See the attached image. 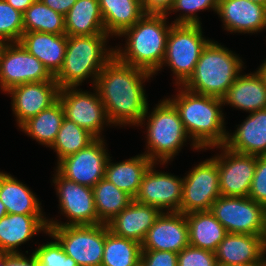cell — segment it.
<instances>
[{
  "mask_svg": "<svg viewBox=\"0 0 266 266\" xmlns=\"http://www.w3.org/2000/svg\"><path fill=\"white\" fill-rule=\"evenodd\" d=\"M188 245L189 229L185 214L161 212L141 243V249L179 253Z\"/></svg>",
  "mask_w": 266,
  "mask_h": 266,
  "instance_id": "ac0fdd59",
  "label": "cell"
},
{
  "mask_svg": "<svg viewBox=\"0 0 266 266\" xmlns=\"http://www.w3.org/2000/svg\"><path fill=\"white\" fill-rule=\"evenodd\" d=\"M201 24H173L166 41L163 65L175 76V86H183L194 73L203 49L211 41L203 37Z\"/></svg>",
  "mask_w": 266,
  "mask_h": 266,
  "instance_id": "52a82bcc",
  "label": "cell"
},
{
  "mask_svg": "<svg viewBox=\"0 0 266 266\" xmlns=\"http://www.w3.org/2000/svg\"><path fill=\"white\" fill-rule=\"evenodd\" d=\"M161 212L154 206L142 204L134 199L107 223L114 235L142 243Z\"/></svg>",
  "mask_w": 266,
  "mask_h": 266,
  "instance_id": "7402d4cb",
  "label": "cell"
},
{
  "mask_svg": "<svg viewBox=\"0 0 266 266\" xmlns=\"http://www.w3.org/2000/svg\"><path fill=\"white\" fill-rule=\"evenodd\" d=\"M174 0H141L142 9L145 14L167 15Z\"/></svg>",
  "mask_w": 266,
  "mask_h": 266,
  "instance_id": "b9f144b4",
  "label": "cell"
},
{
  "mask_svg": "<svg viewBox=\"0 0 266 266\" xmlns=\"http://www.w3.org/2000/svg\"><path fill=\"white\" fill-rule=\"evenodd\" d=\"M167 19V15L144 14L119 36L127 39L126 46H115V56L125 64L154 75L158 73L166 52L167 36L173 25L172 22L168 25Z\"/></svg>",
  "mask_w": 266,
  "mask_h": 266,
  "instance_id": "3957f363",
  "label": "cell"
},
{
  "mask_svg": "<svg viewBox=\"0 0 266 266\" xmlns=\"http://www.w3.org/2000/svg\"><path fill=\"white\" fill-rule=\"evenodd\" d=\"M243 63L235 52L211 40L203 49L194 73L183 87L197 94L222 99L242 73Z\"/></svg>",
  "mask_w": 266,
  "mask_h": 266,
  "instance_id": "5b68a950",
  "label": "cell"
},
{
  "mask_svg": "<svg viewBox=\"0 0 266 266\" xmlns=\"http://www.w3.org/2000/svg\"><path fill=\"white\" fill-rule=\"evenodd\" d=\"M152 163L141 181L134 200L156 207L160 212H179L182 201L183 178L155 170Z\"/></svg>",
  "mask_w": 266,
  "mask_h": 266,
  "instance_id": "2e32d148",
  "label": "cell"
},
{
  "mask_svg": "<svg viewBox=\"0 0 266 266\" xmlns=\"http://www.w3.org/2000/svg\"><path fill=\"white\" fill-rule=\"evenodd\" d=\"M46 6L54 11L66 15L77 0H41Z\"/></svg>",
  "mask_w": 266,
  "mask_h": 266,
  "instance_id": "ee69618b",
  "label": "cell"
},
{
  "mask_svg": "<svg viewBox=\"0 0 266 266\" xmlns=\"http://www.w3.org/2000/svg\"><path fill=\"white\" fill-rule=\"evenodd\" d=\"M47 234L54 240L47 241L46 244L38 246L35 251L33 250L38 262L43 266H78L73 258L67 256L59 241L49 232Z\"/></svg>",
  "mask_w": 266,
  "mask_h": 266,
  "instance_id": "74e56055",
  "label": "cell"
},
{
  "mask_svg": "<svg viewBox=\"0 0 266 266\" xmlns=\"http://www.w3.org/2000/svg\"><path fill=\"white\" fill-rule=\"evenodd\" d=\"M223 105H230L245 112L266 109V85L257 71L240 74L222 98Z\"/></svg>",
  "mask_w": 266,
  "mask_h": 266,
  "instance_id": "d4e9b609",
  "label": "cell"
},
{
  "mask_svg": "<svg viewBox=\"0 0 266 266\" xmlns=\"http://www.w3.org/2000/svg\"><path fill=\"white\" fill-rule=\"evenodd\" d=\"M218 3L219 0H174L168 14L171 11H182V15L179 14V17L172 21L173 24H202L197 12L212 9L216 13Z\"/></svg>",
  "mask_w": 266,
  "mask_h": 266,
  "instance_id": "8d00e7d4",
  "label": "cell"
},
{
  "mask_svg": "<svg viewBox=\"0 0 266 266\" xmlns=\"http://www.w3.org/2000/svg\"><path fill=\"white\" fill-rule=\"evenodd\" d=\"M7 214V209L5 205L0 200V218L4 217Z\"/></svg>",
  "mask_w": 266,
  "mask_h": 266,
  "instance_id": "7dc6e473",
  "label": "cell"
},
{
  "mask_svg": "<svg viewBox=\"0 0 266 266\" xmlns=\"http://www.w3.org/2000/svg\"><path fill=\"white\" fill-rule=\"evenodd\" d=\"M214 253L217 265L265 263L266 236L227 233Z\"/></svg>",
  "mask_w": 266,
  "mask_h": 266,
  "instance_id": "ffe728a7",
  "label": "cell"
},
{
  "mask_svg": "<svg viewBox=\"0 0 266 266\" xmlns=\"http://www.w3.org/2000/svg\"><path fill=\"white\" fill-rule=\"evenodd\" d=\"M0 266H5V254L0 253Z\"/></svg>",
  "mask_w": 266,
  "mask_h": 266,
  "instance_id": "681fc988",
  "label": "cell"
},
{
  "mask_svg": "<svg viewBox=\"0 0 266 266\" xmlns=\"http://www.w3.org/2000/svg\"><path fill=\"white\" fill-rule=\"evenodd\" d=\"M104 141V138H96L86 148L64 157L57 163L56 170L68 180L93 188L105 178L110 155Z\"/></svg>",
  "mask_w": 266,
  "mask_h": 266,
  "instance_id": "5bb4252c",
  "label": "cell"
},
{
  "mask_svg": "<svg viewBox=\"0 0 266 266\" xmlns=\"http://www.w3.org/2000/svg\"><path fill=\"white\" fill-rule=\"evenodd\" d=\"M210 212L227 233L266 236V207L249 197L220 196Z\"/></svg>",
  "mask_w": 266,
  "mask_h": 266,
  "instance_id": "ba28073f",
  "label": "cell"
},
{
  "mask_svg": "<svg viewBox=\"0 0 266 266\" xmlns=\"http://www.w3.org/2000/svg\"><path fill=\"white\" fill-rule=\"evenodd\" d=\"M174 98H167L177 109L193 149L207 150L224 145L227 139L221 98L197 94L177 86Z\"/></svg>",
  "mask_w": 266,
  "mask_h": 266,
  "instance_id": "7a4b0ae2",
  "label": "cell"
},
{
  "mask_svg": "<svg viewBox=\"0 0 266 266\" xmlns=\"http://www.w3.org/2000/svg\"><path fill=\"white\" fill-rule=\"evenodd\" d=\"M65 118L59 99L50 107L31 117L19 128L41 145L51 147Z\"/></svg>",
  "mask_w": 266,
  "mask_h": 266,
  "instance_id": "4dcf8cb0",
  "label": "cell"
},
{
  "mask_svg": "<svg viewBox=\"0 0 266 266\" xmlns=\"http://www.w3.org/2000/svg\"><path fill=\"white\" fill-rule=\"evenodd\" d=\"M95 139L87 130L64 118L57 137L50 148L56 152L58 163L64 157L86 148Z\"/></svg>",
  "mask_w": 266,
  "mask_h": 266,
  "instance_id": "e575fe53",
  "label": "cell"
},
{
  "mask_svg": "<svg viewBox=\"0 0 266 266\" xmlns=\"http://www.w3.org/2000/svg\"><path fill=\"white\" fill-rule=\"evenodd\" d=\"M23 33V13L0 0V42H19Z\"/></svg>",
  "mask_w": 266,
  "mask_h": 266,
  "instance_id": "d590c367",
  "label": "cell"
},
{
  "mask_svg": "<svg viewBox=\"0 0 266 266\" xmlns=\"http://www.w3.org/2000/svg\"><path fill=\"white\" fill-rule=\"evenodd\" d=\"M140 266H178V253L160 250H142Z\"/></svg>",
  "mask_w": 266,
  "mask_h": 266,
  "instance_id": "60d3db41",
  "label": "cell"
},
{
  "mask_svg": "<svg viewBox=\"0 0 266 266\" xmlns=\"http://www.w3.org/2000/svg\"><path fill=\"white\" fill-rule=\"evenodd\" d=\"M65 34L83 36L107 34L98 0H77L65 15Z\"/></svg>",
  "mask_w": 266,
  "mask_h": 266,
  "instance_id": "f546056e",
  "label": "cell"
},
{
  "mask_svg": "<svg viewBox=\"0 0 266 266\" xmlns=\"http://www.w3.org/2000/svg\"><path fill=\"white\" fill-rule=\"evenodd\" d=\"M8 4L14 7L16 10L24 13L27 8L35 1V0H5Z\"/></svg>",
  "mask_w": 266,
  "mask_h": 266,
  "instance_id": "f6af8a7d",
  "label": "cell"
},
{
  "mask_svg": "<svg viewBox=\"0 0 266 266\" xmlns=\"http://www.w3.org/2000/svg\"><path fill=\"white\" fill-rule=\"evenodd\" d=\"M0 200L8 214H44L41 202L26 184L0 172Z\"/></svg>",
  "mask_w": 266,
  "mask_h": 266,
  "instance_id": "83f0119b",
  "label": "cell"
},
{
  "mask_svg": "<svg viewBox=\"0 0 266 266\" xmlns=\"http://www.w3.org/2000/svg\"><path fill=\"white\" fill-rule=\"evenodd\" d=\"M56 81L31 82L15 86L5 94H10L12 111L20 127L31 117L54 104L59 97Z\"/></svg>",
  "mask_w": 266,
  "mask_h": 266,
  "instance_id": "e0dca14e",
  "label": "cell"
},
{
  "mask_svg": "<svg viewBox=\"0 0 266 266\" xmlns=\"http://www.w3.org/2000/svg\"><path fill=\"white\" fill-rule=\"evenodd\" d=\"M5 266H38V259L33 252L29 257L23 253L5 254Z\"/></svg>",
  "mask_w": 266,
  "mask_h": 266,
  "instance_id": "7bdbcfd3",
  "label": "cell"
},
{
  "mask_svg": "<svg viewBox=\"0 0 266 266\" xmlns=\"http://www.w3.org/2000/svg\"><path fill=\"white\" fill-rule=\"evenodd\" d=\"M48 232L61 244L67 256L78 266H101L105 224L79 226H48Z\"/></svg>",
  "mask_w": 266,
  "mask_h": 266,
  "instance_id": "9c48e42d",
  "label": "cell"
},
{
  "mask_svg": "<svg viewBox=\"0 0 266 266\" xmlns=\"http://www.w3.org/2000/svg\"><path fill=\"white\" fill-rule=\"evenodd\" d=\"M48 232V219L44 214H6L0 218V253H21L19 245L40 232Z\"/></svg>",
  "mask_w": 266,
  "mask_h": 266,
  "instance_id": "44dd1931",
  "label": "cell"
},
{
  "mask_svg": "<svg viewBox=\"0 0 266 266\" xmlns=\"http://www.w3.org/2000/svg\"><path fill=\"white\" fill-rule=\"evenodd\" d=\"M217 266H265V263H251L244 265H217Z\"/></svg>",
  "mask_w": 266,
  "mask_h": 266,
  "instance_id": "c3c4849f",
  "label": "cell"
},
{
  "mask_svg": "<svg viewBox=\"0 0 266 266\" xmlns=\"http://www.w3.org/2000/svg\"><path fill=\"white\" fill-rule=\"evenodd\" d=\"M154 74L121 62L114 56L96 78V88L112 126H136L143 119L148 100L143 83Z\"/></svg>",
  "mask_w": 266,
  "mask_h": 266,
  "instance_id": "6da1fadb",
  "label": "cell"
},
{
  "mask_svg": "<svg viewBox=\"0 0 266 266\" xmlns=\"http://www.w3.org/2000/svg\"><path fill=\"white\" fill-rule=\"evenodd\" d=\"M52 182L59 198L61 214L69 221L59 222L48 218V226L97 225L92 187L80 185L63 177L56 169Z\"/></svg>",
  "mask_w": 266,
  "mask_h": 266,
  "instance_id": "8fae6325",
  "label": "cell"
},
{
  "mask_svg": "<svg viewBox=\"0 0 266 266\" xmlns=\"http://www.w3.org/2000/svg\"><path fill=\"white\" fill-rule=\"evenodd\" d=\"M95 93L82 91L77 87H65L59 91V101L63 106L65 118L87 130L95 138H103L105 126H111L101 98ZM104 126V127H103Z\"/></svg>",
  "mask_w": 266,
  "mask_h": 266,
  "instance_id": "7c38bea8",
  "label": "cell"
},
{
  "mask_svg": "<svg viewBox=\"0 0 266 266\" xmlns=\"http://www.w3.org/2000/svg\"><path fill=\"white\" fill-rule=\"evenodd\" d=\"M153 110L146 113L138 126L143 127L147 117L146 151L144 154L157 165L167 164L181 151L190 139L185 131L180 115L175 106L167 99L159 101ZM149 115V116H148ZM148 149V150H147ZM179 151V152H178Z\"/></svg>",
  "mask_w": 266,
  "mask_h": 266,
  "instance_id": "8992f818",
  "label": "cell"
},
{
  "mask_svg": "<svg viewBox=\"0 0 266 266\" xmlns=\"http://www.w3.org/2000/svg\"><path fill=\"white\" fill-rule=\"evenodd\" d=\"M55 81L54 77L20 42L2 43L0 48V89L31 82Z\"/></svg>",
  "mask_w": 266,
  "mask_h": 266,
  "instance_id": "30bf717a",
  "label": "cell"
},
{
  "mask_svg": "<svg viewBox=\"0 0 266 266\" xmlns=\"http://www.w3.org/2000/svg\"><path fill=\"white\" fill-rule=\"evenodd\" d=\"M178 266H217L215 253L188 245L178 253Z\"/></svg>",
  "mask_w": 266,
  "mask_h": 266,
  "instance_id": "f35d334b",
  "label": "cell"
},
{
  "mask_svg": "<svg viewBox=\"0 0 266 266\" xmlns=\"http://www.w3.org/2000/svg\"><path fill=\"white\" fill-rule=\"evenodd\" d=\"M189 229V245L215 252L225 238V227L210 211H195L185 214Z\"/></svg>",
  "mask_w": 266,
  "mask_h": 266,
  "instance_id": "f1b7e54d",
  "label": "cell"
},
{
  "mask_svg": "<svg viewBox=\"0 0 266 266\" xmlns=\"http://www.w3.org/2000/svg\"><path fill=\"white\" fill-rule=\"evenodd\" d=\"M216 13L230 33H257L266 30V6L249 0H219Z\"/></svg>",
  "mask_w": 266,
  "mask_h": 266,
  "instance_id": "d6986e66",
  "label": "cell"
},
{
  "mask_svg": "<svg viewBox=\"0 0 266 266\" xmlns=\"http://www.w3.org/2000/svg\"><path fill=\"white\" fill-rule=\"evenodd\" d=\"M248 197L266 207V155L256 156L255 175Z\"/></svg>",
  "mask_w": 266,
  "mask_h": 266,
  "instance_id": "ab89813d",
  "label": "cell"
},
{
  "mask_svg": "<svg viewBox=\"0 0 266 266\" xmlns=\"http://www.w3.org/2000/svg\"><path fill=\"white\" fill-rule=\"evenodd\" d=\"M92 189L98 224H107L133 200L106 178L98 181Z\"/></svg>",
  "mask_w": 266,
  "mask_h": 266,
  "instance_id": "1f68e13d",
  "label": "cell"
},
{
  "mask_svg": "<svg viewBox=\"0 0 266 266\" xmlns=\"http://www.w3.org/2000/svg\"><path fill=\"white\" fill-rule=\"evenodd\" d=\"M224 145L239 153L266 155V109L250 113L233 134L227 133Z\"/></svg>",
  "mask_w": 266,
  "mask_h": 266,
  "instance_id": "cb8c5ba5",
  "label": "cell"
},
{
  "mask_svg": "<svg viewBox=\"0 0 266 266\" xmlns=\"http://www.w3.org/2000/svg\"><path fill=\"white\" fill-rule=\"evenodd\" d=\"M221 196L216 160L201 161L183 177L180 213L210 211L213 202Z\"/></svg>",
  "mask_w": 266,
  "mask_h": 266,
  "instance_id": "4fadbf2b",
  "label": "cell"
},
{
  "mask_svg": "<svg viewBox=\"0 0 266 266\" xmlns=\"http://www.w3.org/2000/svg\"><path fill=\"white\" fill-rule=\"evenodd\" d=\"M111 161L109 156L105 167V178L134 199L144 173L153 162L144 153L119 163Z\"/></svg>",
  "mask_w": 266,
  "mask_h": 266,
  "instance_id": "484cf974",
  "label": "cell"
},
{
  "mask_svg": "<svg viewBox=\"0 0 266 266\" xmlns=\"http://www.w3.org/2000/svg\"><path fill=\"white\" fill-rule=\"evenodd\" d=\"M19 42L43 63L53 77L61 70L67 47L66 34L24 32Z\"/></svg>",
  "mask_w": 266,
  "mask_h": 266,
  "instance_id": "603a6c76",
  "label": "cell"
},
{
  "mask_svg": "<svg viewBox=\"0 0 266 266\" xmlns=\"http://www.w3.org/2000/svg\"><path fill=\"white\" fill-rule=\"evenodd\" d=\"M141 244L114 235L105 224V244L101 266H140Z\"/></svg>",
  "mask_w": 266,
  "mask_h": 266,
  "instance_id": "d6a6232c",
  "label": "cell"
},
{
  "mask_svg": "<svg viewBox=\"0 0 266 266\" xmlns=\"http://www.w3.org/2000/svg\"><path fill=\"white\" fill-rule=\"evenodd\" d=\"M108 38V34L67 36L64 63L54 77L60 89L82 86L88 78L94 87L97 76L115 56V48L106 47Z\"/></svg>",
  "mask_w": 266,
  "mask_h": 266,
  "instance_id": "277c9868",
  "label": "cell"
},
{
  "mask_svg": "<svg viewBox=\"0 0 266 266\" xmlns=\"http://www.w3.org/2000/svg\"><path fill=\"white\" fill-rule=\"evenodd\" d=\"M256 71L263 78V81L266 85V59L264 60V62L260 65V67Z\"/></svg>",
  "mask_w": 266,
  "mask_h": 266,
  "instance_id": "bcb514c9",
  "label": "cell"
},
{
  "mask_svg": "<svg viewBox=\"0 0 266 266\" xmlns=\"http://www.w3.org/2000/svg\"><path fill=\"white\" fill-rule=\"evenodd\" d=\"M216 148L221 149L220 155L213 156L217 162L221 196L248 197L255 175L256 156L233 151L225 145Z\"/></svg>",
  "mask_w": 266,
  "mask_h": 266,
  "instance_id": "9a60e30c",
  "label": "cell"
},
{
  "mask_svg": "<svg viewBox=\"0 0 266 266\" xmlns=\"http://www.w3.org/2000/svg\"><path fill=\"white\" fill-rule=\"evenodd\" d=\"M249 1L266 6V0H249Z\"/></svg>",
  "mask_w": 266,
  "mask_h": 266,
  "instance_id": "f907efd6",
  "label": "cell"
},
{
  "mask_svg": "<svg viewBox=\"0 0 266 266\" xmlns=\"http://www.w3.org/2000/svg\"><path fill=\"white\" fill-rule=\"evenodd\" d=\"M105 32L119 37L132 27L145 13L141 0H98Z\"/></svg>",
  "mask_w": 266,
  "mask_h": 266,
  "instance_id": "4316f807",
  "label": "cell"
},
{
  "mask_svg": "<svg viewBox=\"0 0 266 266\" xmlns=\"http://www.w3.org/2000/svg\"><path fill=\"white\" fill-rule=\"evenodd\" d=\"M24 32L65 34V16L35 0L23 13Z\"/></svg>",
  "mask_w": 266,
  "mask_h": 266,
  "instance_id": "836d02e7",
  "label": "cell"
}]
</instances>
